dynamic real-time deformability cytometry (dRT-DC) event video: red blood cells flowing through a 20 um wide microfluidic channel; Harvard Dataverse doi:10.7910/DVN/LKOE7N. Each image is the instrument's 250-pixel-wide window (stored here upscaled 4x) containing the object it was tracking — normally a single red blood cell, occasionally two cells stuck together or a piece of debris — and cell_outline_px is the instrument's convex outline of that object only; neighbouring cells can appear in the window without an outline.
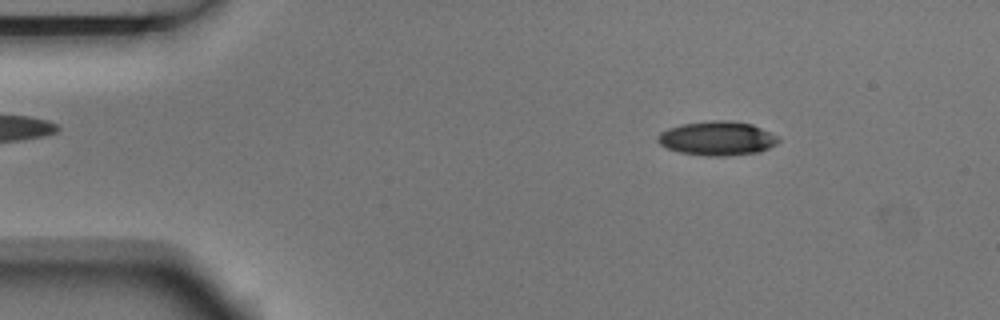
{"species": "Egyptian fruit bat (a non-hibernating species)", "species_latin": "Rousettus aegyptiacus", "temperature_condition": "room temperature", "stored_images_in_passage": 3, "camera_frame_rate_fps": 3000, "um_per_image_px": 0.085, "animal": {"sex": "male"}, "frame": {"image": 1, "passage_image": 1, "time_ms": 0.0, "image_size_px": [1000, 320], "cell_outline_px": [[780, 140], [776, 144], [760, 152], [724, 156], [708, 156], [680, 152], [668, 148], [660, 144], [656, 140], [656, 136], [660, 132], [668, 128], [680, 124], [712, 120], [724, 120], [752, 124], [776, 136]], "centroid_in_image_um": [60.92, 11.76], "position_along_channel_um": 24.1, "area_um2": 23.87}}